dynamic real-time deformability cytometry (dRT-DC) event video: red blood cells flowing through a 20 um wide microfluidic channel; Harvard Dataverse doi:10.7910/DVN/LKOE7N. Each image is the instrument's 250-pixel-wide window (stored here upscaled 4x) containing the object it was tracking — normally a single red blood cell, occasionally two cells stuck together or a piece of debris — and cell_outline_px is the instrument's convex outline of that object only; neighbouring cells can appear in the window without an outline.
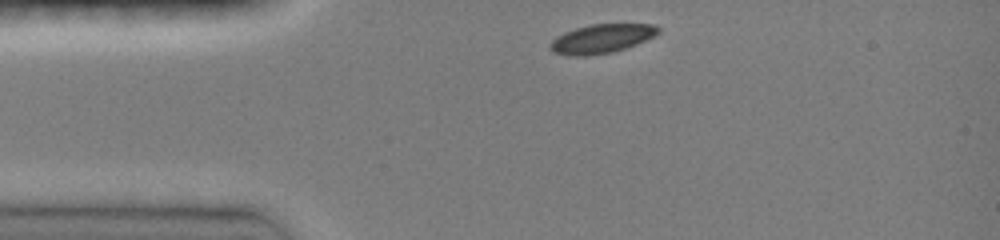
{"species": "common noctule bat (a hibernating species)", "species_latin": "Nyctalus noctula", "temperature_condition": "room temperature", "stored_images_in_passage": 32, "camera_frame_rate_fps": 3000, "um_per_image_px": 0.085, "animal": {"sex": "female", "body_mass_g": 19.0, "forearm_length_mm": 51.5}, "frame": {"image": 1, "passage_image": 1, "time_ms": 0.0, "image_size_px": [1000, 240], "cell_outline_px": [[660, 32], [636, 44], [612, 52], [588, 56], [568, 56], [552, 52], [548, 44], [556, 36], [564, 32], [576, 28], [592, 24], [652, 24], [660, 28]], "centroid_in_image_um": [51.07, 3.29], "position_along_channel_um": 33.9, "area_um2": 18.21}}
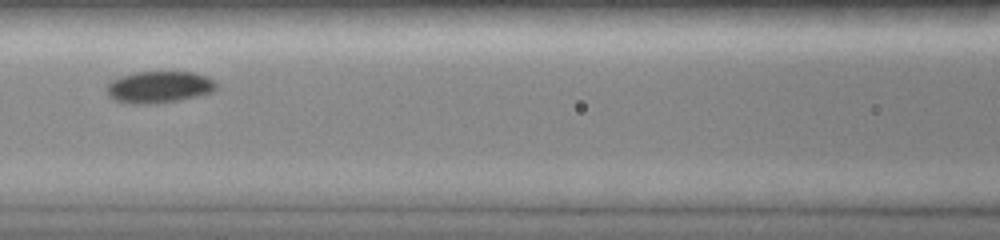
{"frame": {"image": 2, "passage_image": 12, "time_ms": 3.667, "image_size_px": [1000, 240], "cell_outline_px": [[216, 88], [212, 92], [196, 96], [176, 100], [152, 104], [132, 104], [112, 100], [108, 96], [108, 84], [112, 80], [120, 76], [136, 72], [192, 72], [208, 76], [216, 84]], "centroid_in_image_um": [13.49, 7.4], "position_along_channel_um": 153.1, "area_um2": 20.17}}
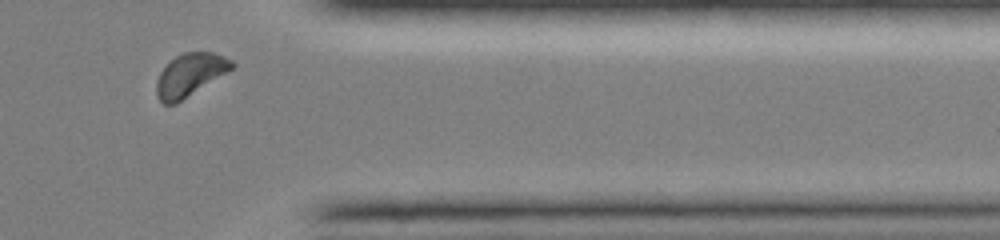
{"frame": {"image": 3, "passage_image": 30, "time_ms": 9.667, "image_size_px": [1000, 240], "cell_outline_px": [[236, 64], [228, 72], [176, 104], [164, 104], [156, 96], [156, 80], [160, 72], [176, 56], [184, 52], [212, 52], [224, 56], [232, 60]], "centroid_in_image_um": [16.15, 6.37], "position_along_channel_um": 395.2, "area_um2": 18.73}, "authors_computed_cell_mechanics": {"area_um2": 19.2763, "velocity_mm_per_s": 4.0758, "shape_relaxation_time_tau1_ms": 2.3015, "shape_relaxation_time_tau2_ms": null, "deformation_change_tau1": 0.0785, "deformation_change_tau2": null}}